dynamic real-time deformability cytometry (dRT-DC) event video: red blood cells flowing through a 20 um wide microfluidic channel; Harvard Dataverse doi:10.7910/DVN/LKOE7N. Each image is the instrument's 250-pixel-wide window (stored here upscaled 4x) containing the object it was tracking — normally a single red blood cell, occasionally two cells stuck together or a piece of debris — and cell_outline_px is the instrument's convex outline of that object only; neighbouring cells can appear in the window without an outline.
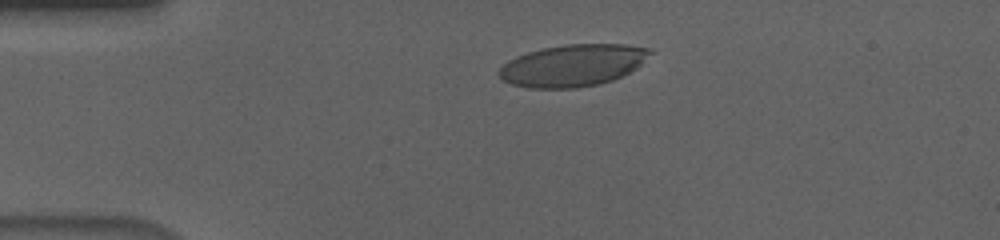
{"species": "human", "species_latin": "Homo sapiens", "temperature_condition": "cold", "stored_images_in_passage": 55, "camera_frame_rate_fps": 3000, "um_per_image_px": 0.085, "donor": {"sex": "male"}, "frame": {"image": 1, "passage_image": 11, "time_ms": 3.333, "image_size_px": [1000, 240], "cell_outline_px": [[656, 52], [636, 68], [612, 80], [600, 84], [576, 88], [528, 88], [512, 84], [504, 80], [496, 72], [508, 60], [516, 56], [540, 48], [564, 44], [624, 44], [648, 48]], "centroid_in_image_um": [48.7, 5.55], "position_along_channel_um": 36.3, "area_um2": 37.11}}
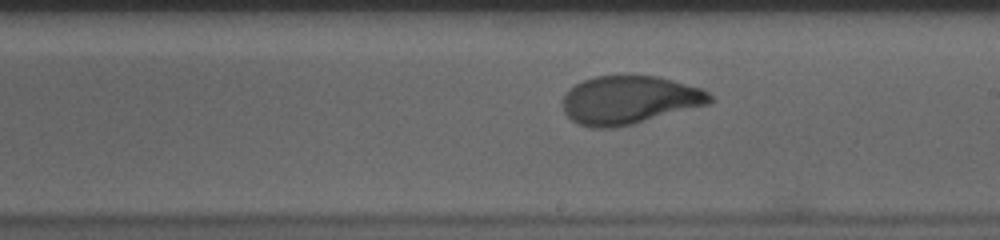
{"frame": {"image": 2, "passage_image": 31, "time_ms": 10.0, "image_size_px": [1000, 240], "cell_outline_px": [[712, 100], [708, 104], [632, 124], [612, 128], [592, 128], [576, 124], [564, 112], [564, 96], [576, 84], [584, 80], [596, 76], [656, 76], [672, 80], [700, 88], [708, 92], [712, 96]], "centroid_in_image_um": [53.48, 8.51], "position_along_channel_um": 235.5, "area_um2": 40.86}}
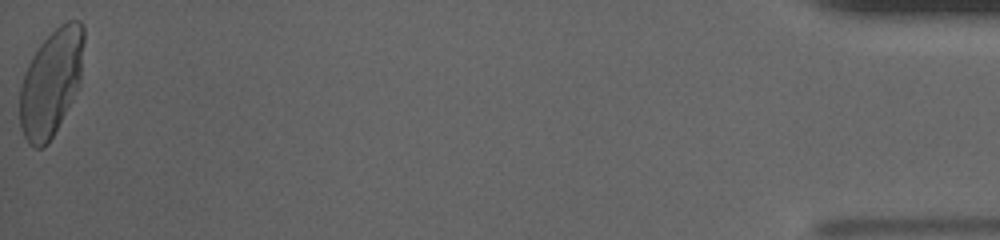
{"frame": {"image": 3, "passage_image": 55, "time_ms": 18.0, "image_size_px": [1000, 240], "cell_outline_px": [[84, 40], [80, 84], [72, 100], [48, 144], [44, 148], [36, 148], [28, 144], [20, 128], [20, 84], [24, 72], [32, 56], [40, 44], [60, 24], [68, 20], [80, 20], [84, 28]], "centroid_in_image_um": [4.34, 7.02], "position_along_channel_um": 430.9, "area_um2": 39.88}, "authors_computed_cell_mechanics": {"area_um2": 40.3444, "velocity_mm_per_s": 3.6323, "shape_relaxation_time_tau1_ms": 6.5449, "shape_relaxation_time_tau2_ms": null, "deformation_change_tau1": 0.2224, "deformation_change_tau2": null}}